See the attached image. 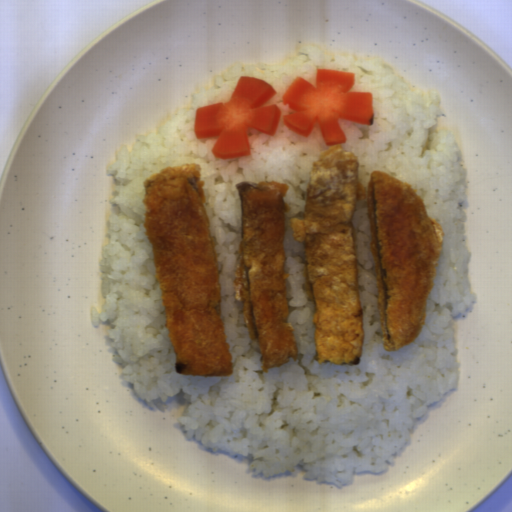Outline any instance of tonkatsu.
<instances>
[{"instance_id":"1","label":"tonkatsu","mask_w":512,"mask_h":512,"mask_svg":"<svg viewBox=\"0 0 512 512\" xmlns=\"http://www.w3.org/2000/svg\"><path fill=\"white\" fill-rule=\"evenodd\" d=\"M199 163L143 180V225L178 375L227 377L233 359L222 321L219 256Z\"/></svg>"},{"instance_id":"3","label":"tonkatsu","mask_w":512,"mask_h":512,"mask_svg":"<svg viewBox=\"0 0 512 512\" xmlns=\"http://www.w3.org/2000/svg\"><path fill=\"white\" fill-rule=\"evenodd\" d=\"M366 211L382 344L385 351H398L424 328L443 228L415 189L378 170L370 173Z\"/></svg>"},{"instance_id":"2","label":"tonkatsu","mask_w":512,"mask_h":512,"mask_svg":"<svg viewBox=\"0 0 512 512\" xmlns=\"http://www.w3.org/2000/svg\"><path fill=\"white\" fill-rule=\"evenodd\" d=\"M360 162L341 145L327 146L312 164L302 217H292L303 249L307 301L314 302L315 362L359 364L364 341L353 219L366 199Z\"/></svg>"},{"instance_id":"4","label":"tonkatsu","mask_w":512,"mask_h":512,"mask_svg":"<svg viewBox=\"0 0 512 512\" xmlns=\"http://www.w3.org/2000/svg\"><path fill=\"white\" fill-rule=\"evenodd\" d=\"M241 200L238 262L232 284L242 304L252 341L257 342L263 372L298 357L295 331L288 321L285 202L289 185L277 180L242 181L236 186Z\"/></svg>"}]
</instances>
